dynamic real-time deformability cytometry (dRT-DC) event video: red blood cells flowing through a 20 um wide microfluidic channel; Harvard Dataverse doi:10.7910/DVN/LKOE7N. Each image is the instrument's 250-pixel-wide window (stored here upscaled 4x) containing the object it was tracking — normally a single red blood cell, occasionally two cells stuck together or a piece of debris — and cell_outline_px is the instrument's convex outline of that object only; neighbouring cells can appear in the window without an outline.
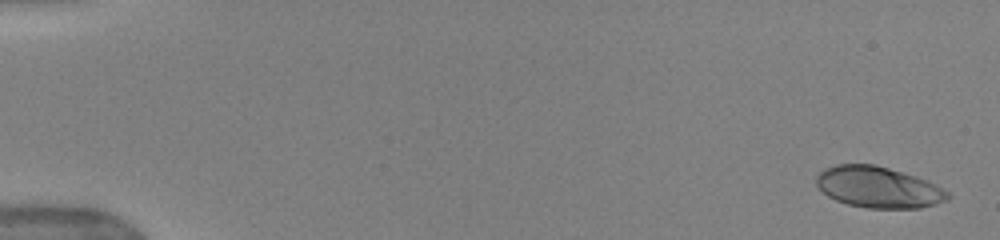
{"species": "human", "species_latin": "Homo sapiens", "temperature_condition": "warm", "stored_images_in_passage": 52, "camera_frame_rate_fps": 3000, "um_per_image_px": 0.085, "donor": {"sex": "female"}, "frame": {"image": 1, "passage_image": 2, "time_ms": 0.333, "image_size_px": [1000, 240], "cell_outline_px": [[952, 196], [948, 200], [936, 204], [920, 208], [868, 208], [848, 204], [836, 200], [828, 196], [816, 184], [816, 176], [824, 168], [836, 164], [876, 164], [916, 176], [928, 180], [948, 192]], "centroid_in_image_um": [74.68, 15.91], "position_along_channel_um": 10.3, "area_um2": 31.62}}
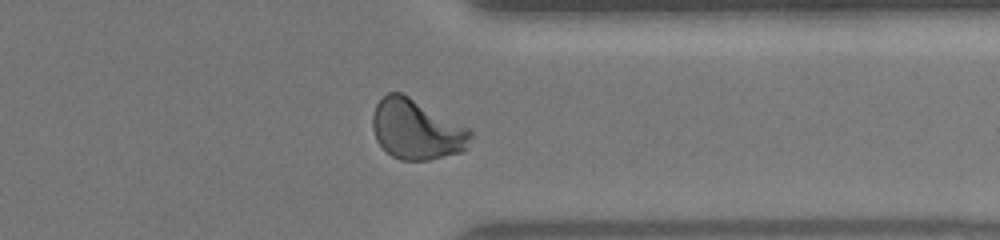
{"frame": {"image": 2, "passage_image": 42, "time_ms": 13.667, "image_size_px": [1000, 240], "cell_outline_px": [[472, 136], [468, 148], [464, 152], [428, 160], [400, 160], [392, 156], [376, 140], [372, 128], [372, 116], [376, 104], [388, 92], [400, 92], [472, 128]], "centroid_in_image_um": [35.45, 11.01], "position_along_channel_um": 375.9, "area_um2": 34.62}}
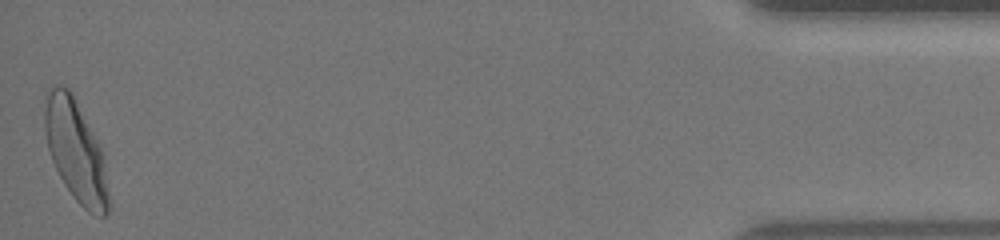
{"frame": {"image": 3, "passage_image": 52, "time_ms": 17.0, "image_size_px": [1000, 240], "cell_outline_px": [[108, 212], [104, 216], [100, 216], [88, 212], [72, 196], [64, 184], [52, 160], [48, 148], [44, 128], [44, 112], [48, 92], [56, 84], [68, 88], [92, 132], [100, 148], [104, 160], [108, 192]], "centroid_in_image_um": [6.42, 12.87], "position_along_channel_um": 428.8, "area_um2": 36.7}, "authors_computed_cell_mechanics": {"area_um2": 32.368, "velocity_mm_per_s": 3.9367, "shape_relaxation_time_tau1_ms": 2.9656, "shape_relaxation_time_tau2_ms": null, "deformation_change_tau1": 0.1599, "deformation_change_tau2": null}}